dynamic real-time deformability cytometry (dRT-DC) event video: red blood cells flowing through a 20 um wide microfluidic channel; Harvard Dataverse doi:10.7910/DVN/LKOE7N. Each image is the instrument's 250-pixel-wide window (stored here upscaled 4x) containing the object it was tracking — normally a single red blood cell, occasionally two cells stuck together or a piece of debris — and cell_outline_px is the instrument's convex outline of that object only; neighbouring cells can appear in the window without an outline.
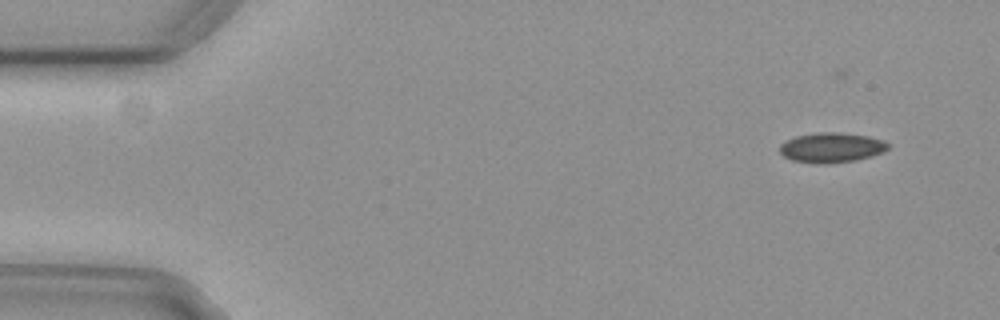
{"species": "common noctule bat (a hibernating species)", "species_latin": "Nyctalus noctula", "temperature_condition": "cold", "stored_images_in_passage": 53, "camera_frame_rate_fps": 3000, "um_per_image_px": 0.085, "animal": {"sex": "female", "body_mass_g": 29.2, "forearm_length_mm": 56.3}, "frame": {"image": 1, "passage_image": 2, "time_ms": 0.333, "image_size_px": [1000, 320], "cell_outline_px": [[892, 144], [884, 152], [872, 156], [856, 160], [828, 164], [820, 164], [792, 160], [784, 156], [780, 152], [780, 144], [784, 140], [796, 136], [820, 132], [840, 132], [868, 136], [884, 140]], "centroid_in_image_um": [70.71, 12.54], "position_along_channel_um": 14.3, "area_um2": 19.13}}
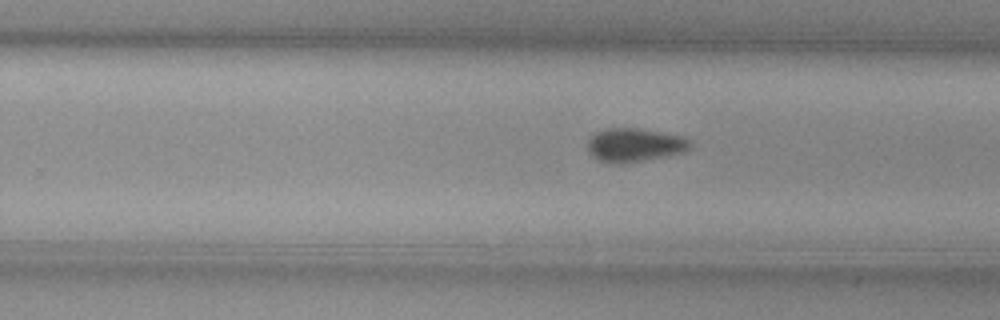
{"frame": {"image": 2, "passage_image": 32, "time_ms": 10.333, "image_size_px": [1000, 320], "cell_outline_px": [[692, 148], [684, 152], [668, 156], [624, 164], [612, 164], [600, 160], [592, 156], [588, 152], [588, 140], [596, 132], [604, 128], [640, 128], [684, 136], [692, 140]], "centroid_in_image_um": [53.99, 12.33], "position_along_channel_um": 275.8, "area_um2": 20.58}}
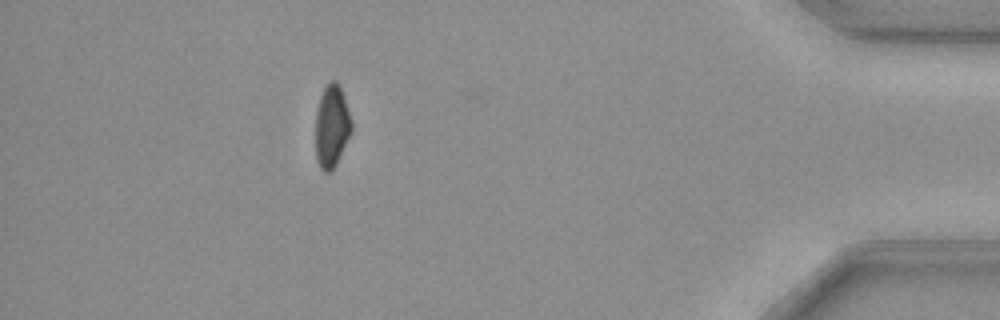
{"frame": {"image": 3, "passage_image": 47, "time_ms": 15.333, "image_size_px": [1000, 320], "cell_outline_px": [[352, 132], [336, 164], [328, 172], [324, 172], [320, 168], [316, 160], [316, 108], [320, 96], [328, 80], [336, 80], [340, 84], [352, 124]], "centroid_in_image_um": [28.19, 10.69], "position_along_channel_um": 407.0, "area_um2": 17.4}}